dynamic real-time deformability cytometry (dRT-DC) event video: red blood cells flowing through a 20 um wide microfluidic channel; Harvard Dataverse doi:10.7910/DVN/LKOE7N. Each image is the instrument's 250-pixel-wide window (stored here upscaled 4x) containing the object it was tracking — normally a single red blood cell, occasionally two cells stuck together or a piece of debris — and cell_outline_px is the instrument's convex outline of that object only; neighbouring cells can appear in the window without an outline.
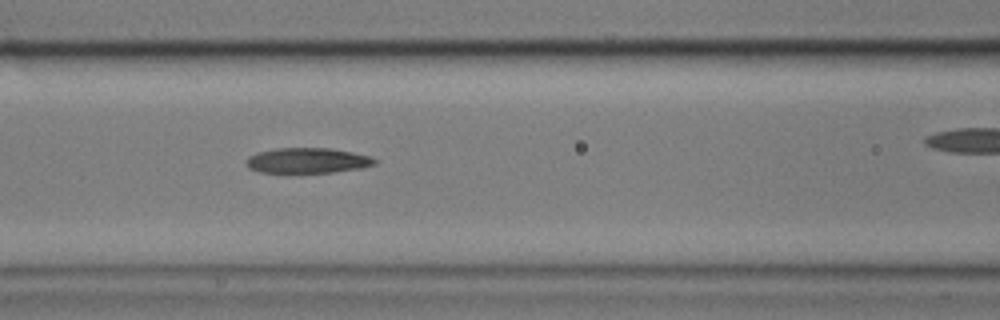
{"species": "common noctule bat (a hibernating species)", "species_latin": "Nyctalus noctula", "temperature_condition": "cold", "stored_images_in_passage": 26, "camera_frame_rate_fps": 3000, "um_per_image_px": 0.085, "animal": {"sex": "male", "body_mass_g": 17.9}, "frame": {"image": 1, "passage_image": 22, "time_ms": 7.0, "image_size_px": [1000, 320], "cell_outline_px": [[380, 160], [376, 164], [364, 168], [332, 172], [288, 176], [260, 172], [248, 168], [248, 156], [256, 152], [276, 148], [328, 148], [352, 152], [372, 156]], "centroid_in_image_um": [26.14, 13.69], "position_along_channel_um": 140.5, "area_um2": 20.06}}